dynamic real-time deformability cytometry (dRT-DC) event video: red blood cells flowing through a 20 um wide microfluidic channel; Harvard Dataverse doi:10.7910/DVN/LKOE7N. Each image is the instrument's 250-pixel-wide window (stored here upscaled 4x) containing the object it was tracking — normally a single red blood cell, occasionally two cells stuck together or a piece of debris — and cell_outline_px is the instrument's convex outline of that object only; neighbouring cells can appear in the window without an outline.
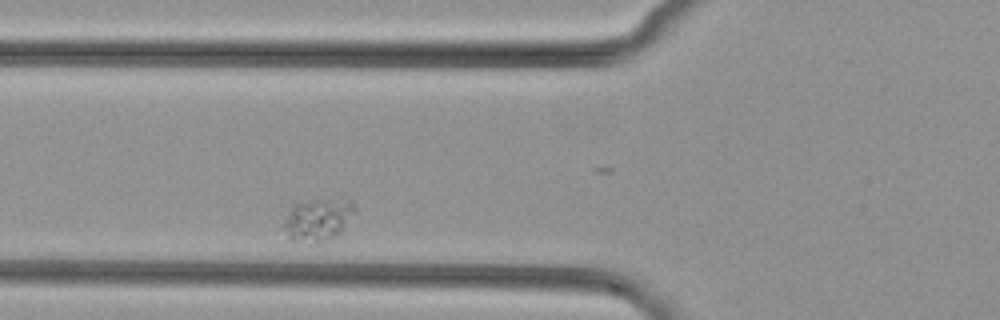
{"species": "common noctule bat (a hibernating species)", "species_latin": "Nyctalus noctula", "temperature_condition": "cold", "stored_images_in_passage": 2, "camera_frame_rate_fps": 3000, "um_per_image_px": 0.085, "animal": {"sex": "female", "body_mass_g": 29.2, "forearm_length_mm": 56.3}, "frame": {"image": 1, "passage_image": 2, "time_ms": 0.333, "image_size_px": [1000, 320], "cell_outline_px": [[356, 208], [340, 232], [336, 236], [328, 240], [292, 240], [288, 236], [284, 228], [284, 220], [292, 204], [320, 200], [352, 200]], "centroid_in_image_um": [27.01, 18.64], "position_along_channel_um": 98.8, "area_um2": 16.7}}